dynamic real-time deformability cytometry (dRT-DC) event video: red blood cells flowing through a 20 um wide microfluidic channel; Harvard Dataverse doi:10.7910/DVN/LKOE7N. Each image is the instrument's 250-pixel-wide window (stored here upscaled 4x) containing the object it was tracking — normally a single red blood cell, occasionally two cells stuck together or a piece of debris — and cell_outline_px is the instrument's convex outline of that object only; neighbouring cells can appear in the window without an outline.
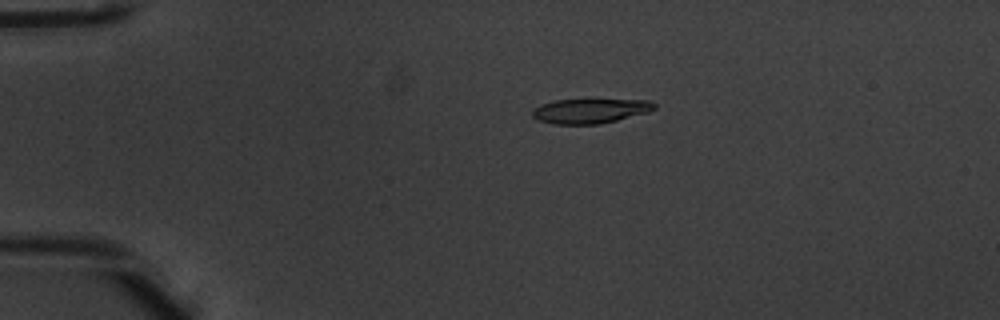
{"species": "common noctule bat (a hibernating species)", "species_latin": "Nyctalus noctula", "temperature_condition": "warm", "stored_images_in_passage": 2, "camera_frame_rate_fps": 3000, "um_per_image_px": 0.085, "animal": {"sex": "male", "body_mass_g": 20.1, "forearm_length_mm": 53.5}, "frame": {"image": 1, "passage_image": 1, "time_ms": 0.0, "image_size_px": [1000, 320], "cell_outline_px": [[656, 108], [648, 112], [600, 124], [552, 124], [536, 120], [532, 116], [532, 108], [540, 104], [556, 100], [652, 100], [656, 104]], "centroid_in_image_um": [50.12, 9.43], "position_along_channel_um": 34.9, "area_um2": 17.57}}